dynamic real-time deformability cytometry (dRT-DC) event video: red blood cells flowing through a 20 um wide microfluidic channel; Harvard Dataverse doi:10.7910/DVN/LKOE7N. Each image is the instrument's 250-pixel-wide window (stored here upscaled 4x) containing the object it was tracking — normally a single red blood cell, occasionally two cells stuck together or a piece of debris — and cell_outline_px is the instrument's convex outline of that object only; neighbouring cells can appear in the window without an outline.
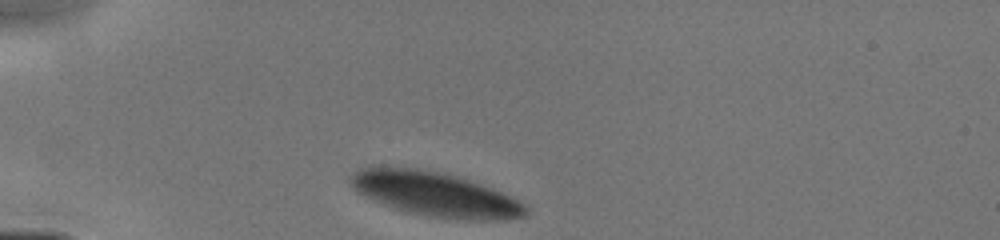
{"species": "human", "species_latin": "Homo sapiens", "temperature_condition": "cold", "stored_images_in_passage": 25, "camera_frame_rate_fps": 3000, "um_per_image_px": 0.085, "donor": {"sex": "male"}, "frame": {"image": 1, "passage_image": 1, "time_ms": 0.0, "image_size_px": [1000, 240], "cell_outline_px": [[528, 216], [504, 220], [460, 220], [428, 216], [408, 212], [384, 204], [364, 196], [348, 180], [348, 176], [360, 168], [368, 164], [416, 168], [456, 176], [492, 188], [524, 204], [528, 208]], "centroid_in_image_um": [36.95, 16.49], "position_along_channel_um": 48.0, "area_um2": 45.37}}
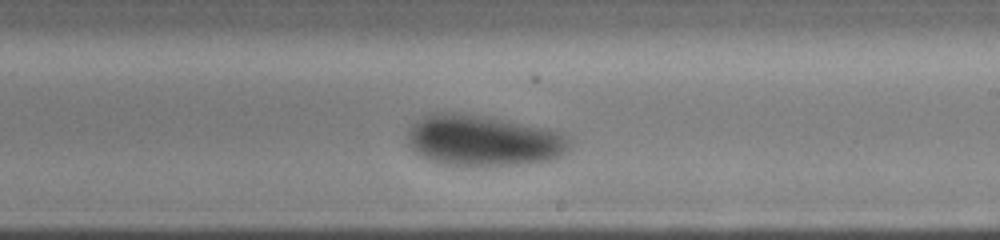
{"frame": {"image": 2, "passage_image": 15, "time_ms": 5.333, "image_size_px": [1000, 240], "cell_outline_px": [[572, 148], [568, 152], [552, 160], [520, 164], [444, 164], [428, 160], [420, 156], [408, 144], [408, 128], [416, 120], [424, 116], [436, 112], [456, 112], [484, 116], [548, 128], [564, 132], [572, 136]], "centroid_in_image_um": [41.15, 11.92], "position_along_channel_um": 247.8, "area_um2": 48.44}}
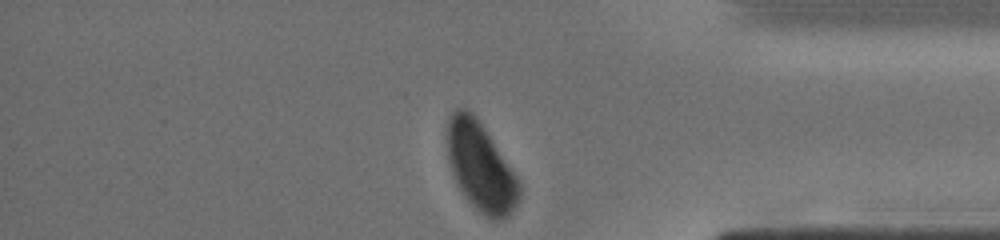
{"frame": {"image": 3, "passage_image": 25, "time_ms": 9.0, "image_size_px": [1000, 240], "cell_outline_px": [[520, 200], [508, 216], [500, 220], [492, 220], [480, 212], [464, 196], [452, 172], [448, 160], [448, 120], [452, 112], [456, 108], [468, 108], [480, 120], [520, 180]], "centroid_in_image_um": [40.88, 14.16], "position_along_channel_um": 394.3, "area_um2": 37.28}}